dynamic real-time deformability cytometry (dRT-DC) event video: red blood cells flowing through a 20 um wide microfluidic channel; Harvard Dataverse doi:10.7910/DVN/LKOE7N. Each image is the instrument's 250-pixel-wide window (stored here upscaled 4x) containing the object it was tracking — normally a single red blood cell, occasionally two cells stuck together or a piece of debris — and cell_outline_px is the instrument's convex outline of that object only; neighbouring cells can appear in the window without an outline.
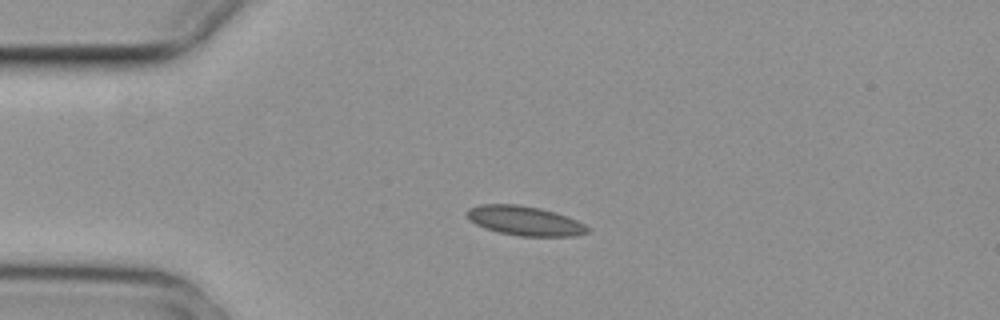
{"species": "common noctule bat (a hibernating species)", "species_latin": "Nyctalus noctula", "temperature_condition": "cold", "stored_images_in_passage": 2, "camera_frame_rate_fps": 3000, "um_per_image_px": 0.085, "animal": {"sex": "female", "body_mass_g": 29.2, "forearm_length_mm": 56.3}, "frame": {"image": 1, "passage_image": 1, "time_ms": 0.0, "image_size_px": [1000, 320], "cell_outline_px": [[592, 228], [588, 232], [576, 236], [520, 236], [500, 232], [484, 228], [468, 220], [464, 212], [468, 208], [480, 204], [516, 204], [540, 208], [556, 212], [568, 216]], "centroid_in_image_um": [44.59, 18.76], "position_along_channel_um": 40.4, "area_um2": 20.92}}